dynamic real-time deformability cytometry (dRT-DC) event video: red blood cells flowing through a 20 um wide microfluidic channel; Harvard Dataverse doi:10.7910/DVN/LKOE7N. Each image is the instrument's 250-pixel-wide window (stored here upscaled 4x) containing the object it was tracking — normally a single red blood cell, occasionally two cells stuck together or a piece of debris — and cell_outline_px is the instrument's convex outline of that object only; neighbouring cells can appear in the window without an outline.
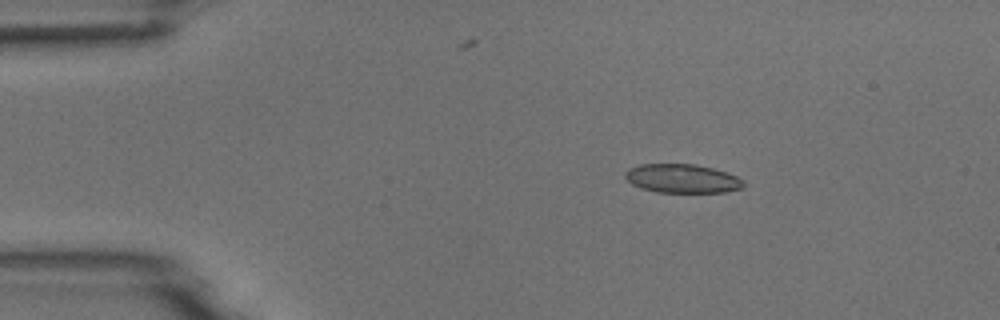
{"species": "common noctule bat (a hibernating species)", "species_latin": "Nyctalus noctula", "temperature_condition": "room temperature", "stored_images_in_passage": 5, "camera_frame_rate_fps": 3000, "um_per_image_px": 0.085, "animal": {"sex": "male", "body_mass_g": 18.8}, "frame": {"image": 1, "passage_image": 3, "time_ms": 2.333, "image_size_px": [1000, 320], "cell_outline_px": [[744, 184], [740, 188], [724, 192], [656, 192], [632, 184], [624, 176], [624, 172], [628, 168], [640, 164], [696, 164], [728, 172], [744, 180]], "centroid_in_image_um": [57.98, 15.16], "position_along_channel_um": 27.0, "area_um2": 19.83}}
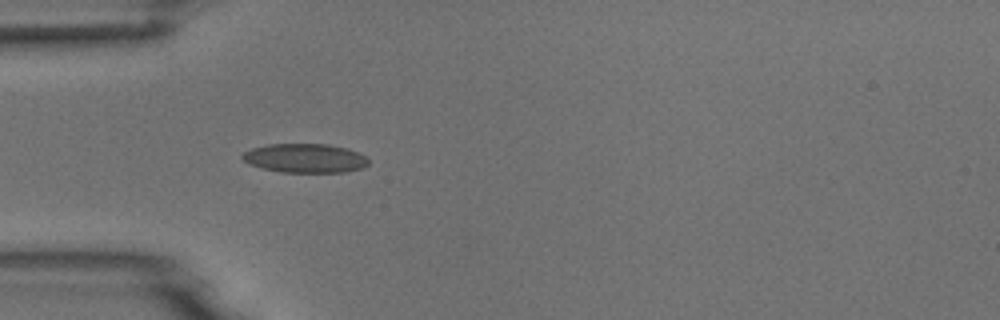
{"frame": {"image": 2, "passage_image": 5, "time_ms": 4.667, "image_size_px": [1000, 320], "cell_outline_px": [[368, 164], [364, 168], [344, 172], [284, 172], [264, 168], [248, 164], [240, 156], [244, 152], [252, 148], [268, 144], [328, 144], [348, 148], [360, 152], [368, 156]], "centroid_in_image_um": [25.98, 13.44], "position_along_channel_um": 59.0, "area_um2": 21.5}}